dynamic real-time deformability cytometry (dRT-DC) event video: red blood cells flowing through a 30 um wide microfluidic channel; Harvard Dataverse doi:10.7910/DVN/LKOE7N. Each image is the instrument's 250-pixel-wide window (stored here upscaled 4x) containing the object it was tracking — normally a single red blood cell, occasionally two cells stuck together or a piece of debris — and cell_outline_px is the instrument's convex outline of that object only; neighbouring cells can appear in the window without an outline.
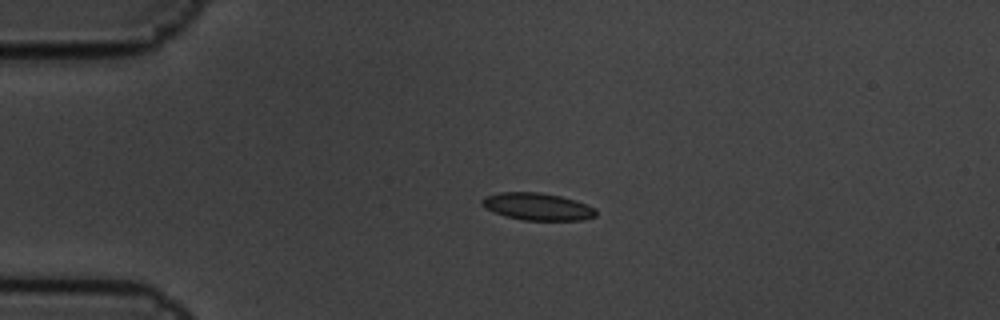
{"species": "common noctule bat (a hibernating species)", "species_latin": "Nyctalus noctula", "temperature_condition": "cold", "stored_images_in_passage": 4, "camera_frame_rate_fps": 3000, "um_per_image_px": 0.085, "animal": {"sex": "male", "body_mass_g": 19.5, "forearm_length_mm": 54.6}, "frame": {"image": 1, "passage_image": 3, "time_ms": 0.667, "image_size_px": [1000, 320], "cell_outline_px": [[596, 216], [580, 220], [524, 220], [504, 216], [484, 208], [480, 204], [480, 200], [484, 196], [500, 192], [540, 192], [560, 196], [576, 200], [596, 208]], "centroid_in_image_um": [45.64, 17.55], "position_along_channel_um": 39.4, "area_um2": 18.26}}